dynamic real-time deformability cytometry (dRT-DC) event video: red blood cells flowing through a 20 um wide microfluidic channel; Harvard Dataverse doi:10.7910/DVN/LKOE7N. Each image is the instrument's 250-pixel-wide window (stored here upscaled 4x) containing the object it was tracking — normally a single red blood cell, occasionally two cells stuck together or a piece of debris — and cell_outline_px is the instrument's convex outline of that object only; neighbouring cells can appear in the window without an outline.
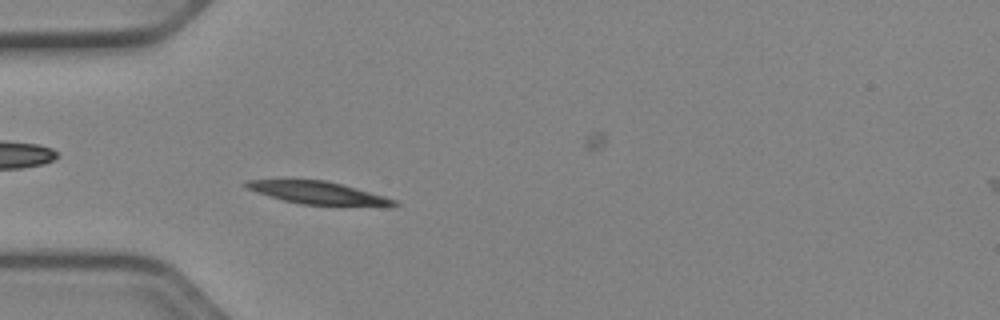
{"species": "Egyptian fruit bat (a non-hibernating species)", "species_latin": "Rousettus aegyptiacus", "temperature_condition": "cold", "stored_images_in_passage": 50, "camera_frame_rate_fps": 3000, "um_per_image_px": 0.085, "animal": {"sex": "female"}, "frame": {"image": 1, "passage_image": 13, "time_ms": 4.0, "image_size_px": [1000, 320], "cell_outline_px": [[400, 204], [392, 208], [384, 208], [300, 204], [284, 200], [256, 192], [248, 188], [244, 184], [244, 180], [324, 180], [356, 188], [384, 196], [396, 200]], "centroid_in_image_um": [27.2, 16.44], "position_along_channel_um": 57.8, "area_um2": 19.88}}
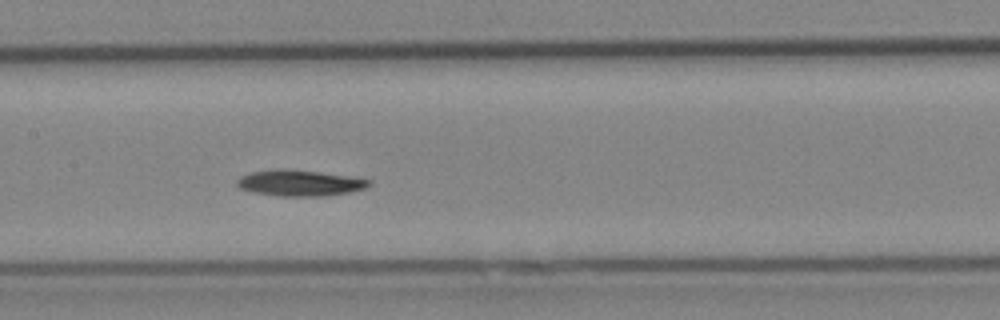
{"frame": {"image": 2, "passage_image": 23, "time_ms": 7.333, "image_size_px": [1000, 320], "cell_outline_px": [[372, 184], [364, 188], [352, 192], [328, 196], [280, 196], [252, 192], [240, 188], [236, 184], [236, 180], [240, 176], [252, 172], [272, 168], [284, 168], [320, 172], [348, 176], [372, 180]], "centroid_in_image_um": [25.47, 15.55], "position_along_channel_um": 181.9, "area_um2": 20.29}}
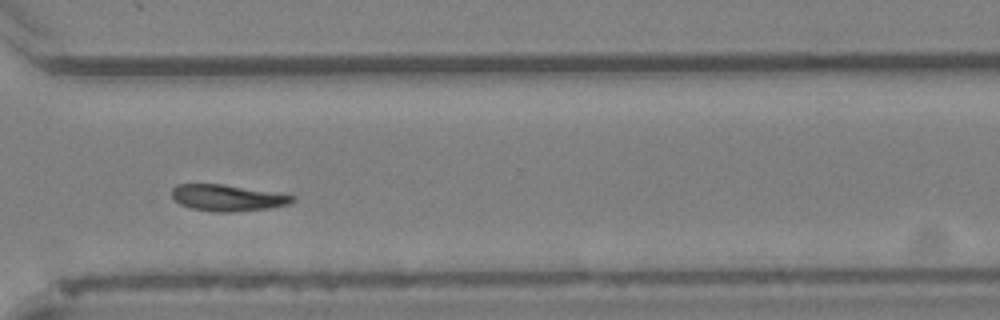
{"frame": {"image": 3, "passage_image": 36, "time_ms": 11.667, "image_size_px": [1000, 320], "cell_outline_px": [[296, 200], [288, 204], [272, 208], [232, 212], [212, 212], [192, 208], [180, 204], [172, 196], [172, 188], [176, 184], [224, 184], [296, 196]], "centroid_in_image_um": [19.34, 16.82], "position_along_channel_um": 351.3, "area_um2": 18.55}, "authors_computed_cell_mechanics": {"area_um2": 19.2474, "velocity_mm_per_s": 3.8958, "shape_relaxation_time_tau1_ms": 5.7266, "shape_relaxation_time_tau2_ms": null, "deformation_change_tau1": 0.1041, "deformation_change_tau2": null}}